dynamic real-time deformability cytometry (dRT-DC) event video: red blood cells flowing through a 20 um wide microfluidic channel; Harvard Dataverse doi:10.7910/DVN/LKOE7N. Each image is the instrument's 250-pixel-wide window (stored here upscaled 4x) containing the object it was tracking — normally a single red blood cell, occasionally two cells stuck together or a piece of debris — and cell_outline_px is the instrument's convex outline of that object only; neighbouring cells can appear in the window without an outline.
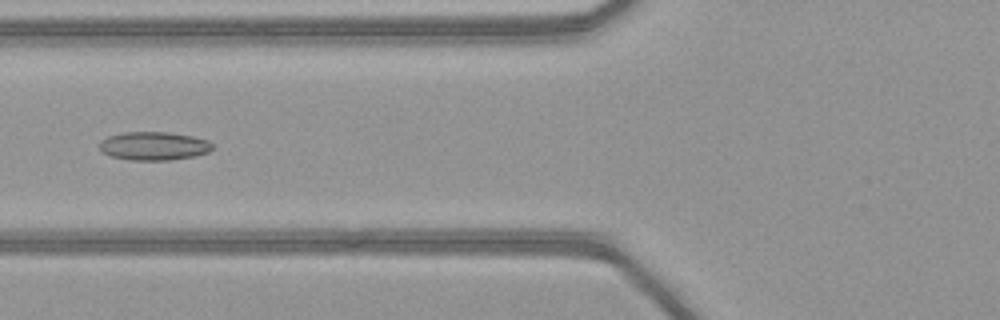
{"species": "common noctule bat (a hibernating species)", "species_latin": "Nyctalus noctula", "temperature_condition": "warm", "stored_images_in_passage": 50, "camera_frame_rate_fps": 3000, "um_per_image_px": 0.085, "animal": {"sex": "female", "body_mass_g": 21.9}, "frame": {"image": 1, "passage_image": 22, "time_ms": 7.0, "image_size_px": [1000, 320], "cell_outline_px": [[212, 148], [208, 152], [196, 156], [172, 160], [128, 160], [112, 156], [100, 152], [100, 140], [108, 136], [124, 132], [168, 132], [192, 136], [208, 140], [212, 144]], "centroid_in_image_um": [13.06, 12.41], "position_along_channel_um": 112.7, "area_um2": 18.84}}
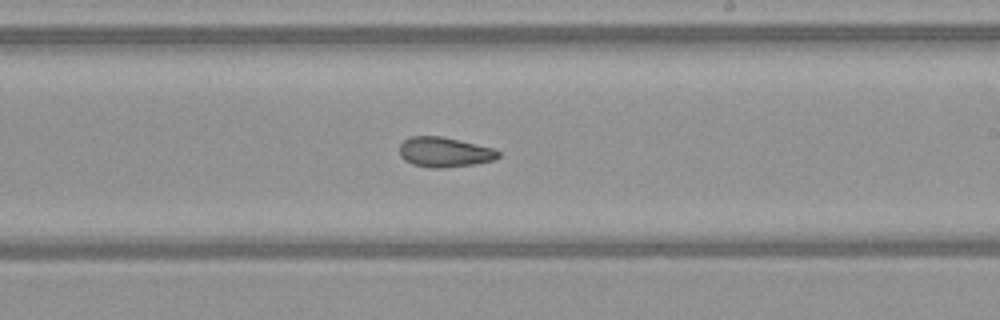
{"frame": {"image": 2, "passage_image": 32, "time_ms": 10.333, "image_size_px": [1000, 320], "cell_outline_px": [[500, 156], [496, 160], [476, 164], [444, 168], [432, 168], [412, 164], [404, 160], [400, 156], [400, 144], [404, 140], [412, 136], [440, 136], [492, 148], [500, 152]], "centroid_in_image_um": [37.78, 12.95], "position_along_channel_um": 251.2, "area_um2": 17.22}}
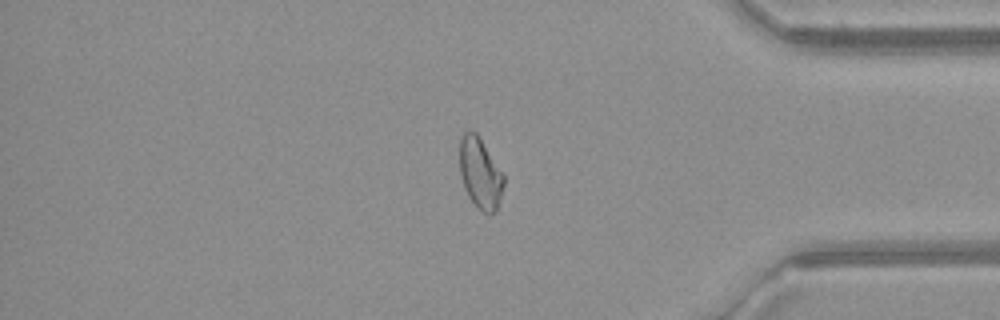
{"frame": {"image": 3, "passage_image": 44, "time_ms": 14.333, "image_size_px": [1000, 320], "cell_outline_px": [[504, 184], [496, 212], [480, 212], [476, 208], [468, 196], [460, 176], [460, 136], [468, 128], [476, 132], [504, 176]], "centroid_in_image_um": [40.79, 14.72], "position_along_channel_um": 394.4, "area_um2": 18.15}, "authors_computed_cell_mechanics": {"area_um2": 19.363, "velocity_mm_per_s": 4.1411, "shape_relaxation_time_tau1_ms": null, "shape_relaxation_time_tau2_ms": 3.429, "deformation_change_tau1": null, "deformation_change_tau2": 0.0978}}